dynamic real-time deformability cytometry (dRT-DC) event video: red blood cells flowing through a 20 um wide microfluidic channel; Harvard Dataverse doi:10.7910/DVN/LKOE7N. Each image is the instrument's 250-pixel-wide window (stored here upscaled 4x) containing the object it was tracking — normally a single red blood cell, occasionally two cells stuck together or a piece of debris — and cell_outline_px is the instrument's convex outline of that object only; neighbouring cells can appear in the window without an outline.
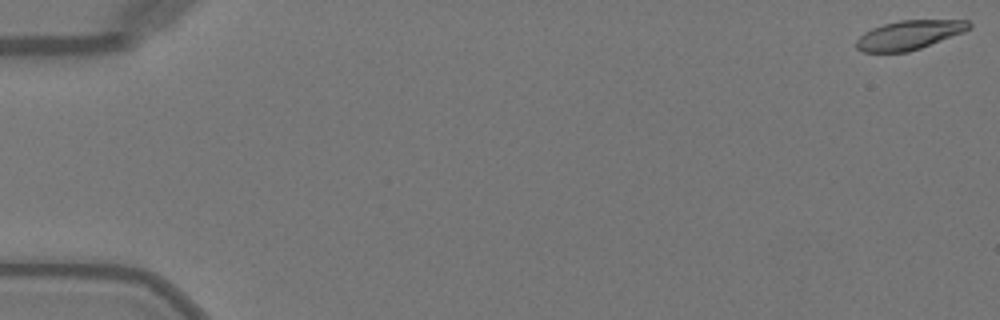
{"species": "Egyptian fruit bat (a non-hibernating species)", "species_latin": "Rousettus aegyptiacus", "temperature_condition": "warm", "stored_images_in_passage": 16, "camera_frame_rate_fps": 3000, "um_per_image_px": 0.085, "animal": {"sex": "female"}, "frame": {"image": 1, "passage_image": 1, "time_ms": 0.0, "image_size_px": [1000, 320], "cell_outline_px": [[972, 28], [964, 32], [920, 48], [908, 52], [864, 52], [856, 48], [856, 40], [864, 32], [872, 28], [884, 24], [900, 20], [968, 20], [972, 24]], "centroid_in_image_um": [77.29, 2.97], "position_along_channel_um": 7.7, "area_um2": 19.13}}
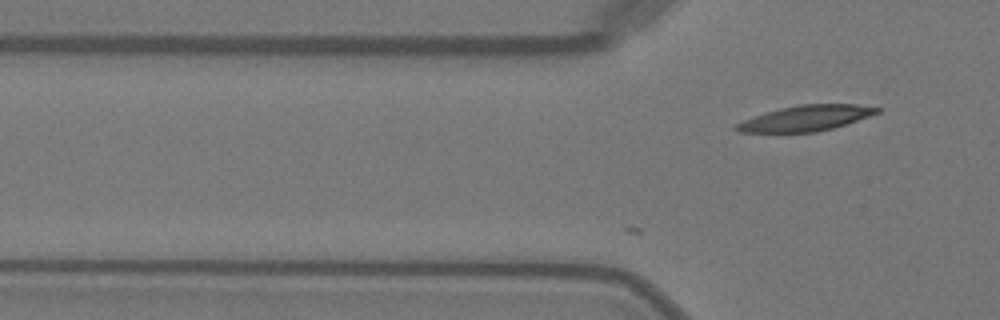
{"frame": {"image": 2, "passage_image": 16, "time_ms": 5.0, "image_size_px": [1000, 320], "cell_outline_px": [[880, 112], [832, 128], [816, 132], [740, 132], [732, 128], [736, 124], [744, 120], [764, 112], [780, 108], [800, 104], [856, 104], [880, 108]], "centroid_in_image_um": [68.46, 10.04], "position_along_channel_um": 57.3, "area_um2": 20.69}}